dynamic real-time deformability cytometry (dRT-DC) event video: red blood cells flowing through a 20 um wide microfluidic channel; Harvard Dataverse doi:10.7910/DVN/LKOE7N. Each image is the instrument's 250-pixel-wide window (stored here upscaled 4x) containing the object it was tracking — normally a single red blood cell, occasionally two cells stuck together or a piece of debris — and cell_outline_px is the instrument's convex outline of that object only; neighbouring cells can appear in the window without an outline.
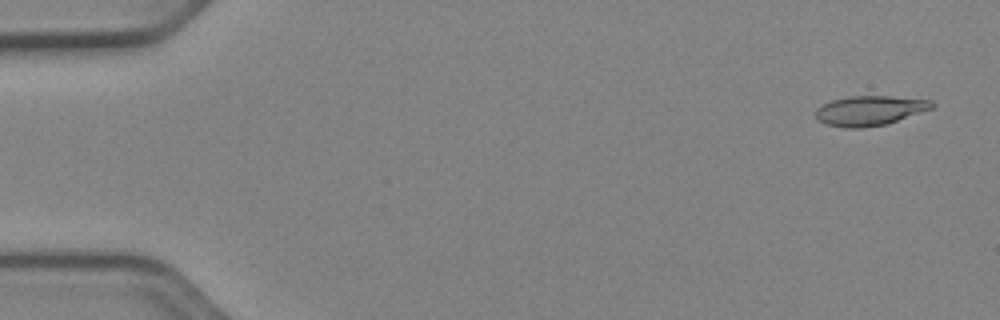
{"species": "Egyptian fruit bat (a non-hibernating species)", "species_latin": "Rousettus aegyptiacus", "temperature_condition": "cold", "stored_images_in_passage": 52, "camera_frame_rate_fps": 3000, "um_per_image_px": 0.085, "animal": {"sex": "female"}, "frame": {"image": 1, "passage_image": 3, "time_ms": 0.667, "image_size_px": [1000, 320], "cell_outline_px": [[936, 104], [932, 108], [884, 124], [864, 128], [848, 128], [828, 124], [820, 120], [816, 116], [816, 108], [832, 100], [848, 96], [892, 96], [932, 100]], "centroid_in_image_um": [73.94, 9.38], "position_along_channel_um": 11.1, "area_um2": 19.83}}
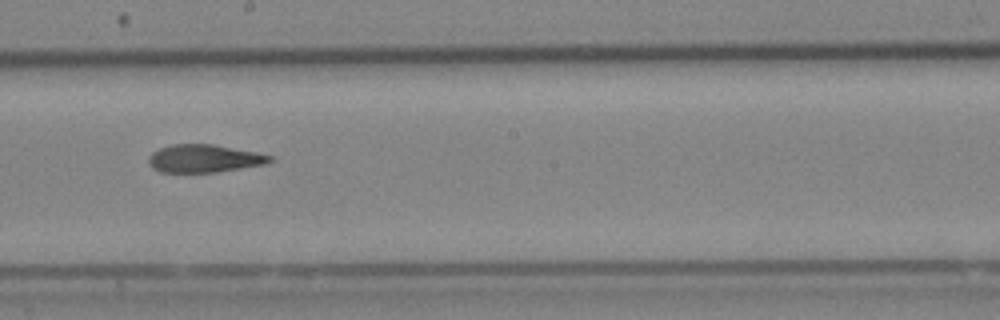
{"frame": {"image": 2, "passage_image": 30, "time_ms": 9.667, "image_size_px": [1000, 320], "cell_outline_px": [[272, 160], [264, 164], [216, 172], [160, 172], [152, 168], [148, 164], [148, 156], [152, 152], [160, 148], [172, 144], [212, 144], [256, 152], [272, 156]], "centroid_in_image_um": [17.29, 13.47], "position_along_channel_um": 230.9, "area_um2": 19.59}}
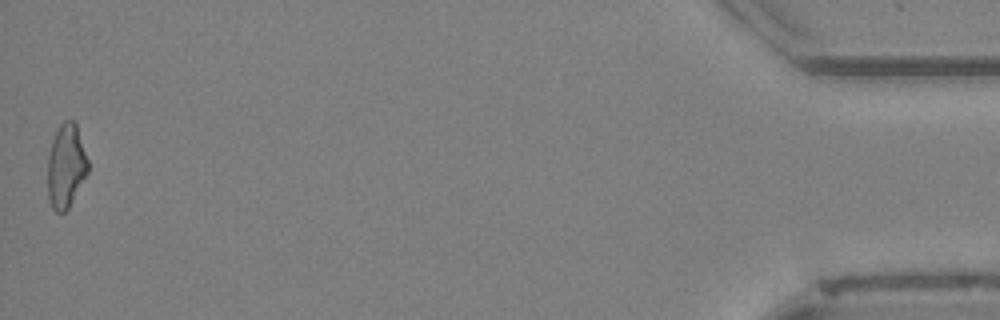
{"frame": {"image": 3, "passage_image": 52, "time_ms": 17.0, "image_size_px": [1000, 320], "cell_outline_px": [[88, 172], [68, 208], [64, 212], [56, 212], [52, 208], [48, 196], [48, 156], [52, 140], [60, 124], [64, 120], [72, 120], [76, 124], [88, 160]], "centroid_in_image_um": [5.6, 14.11], "position_along_channel_um": 429.6, "area_um2": 19.48}, "authors_computed_cell_mechanics": {"area_um2": 20.4323, "velocity_mm_per_s": 3.9537, "shape_relaxation_time_tau1_ms": null, "shape_relaxation_time_tau2_ms": 4.752, "deformation_change_tau1": null, "deformation_change_tau2": 0.1375}}